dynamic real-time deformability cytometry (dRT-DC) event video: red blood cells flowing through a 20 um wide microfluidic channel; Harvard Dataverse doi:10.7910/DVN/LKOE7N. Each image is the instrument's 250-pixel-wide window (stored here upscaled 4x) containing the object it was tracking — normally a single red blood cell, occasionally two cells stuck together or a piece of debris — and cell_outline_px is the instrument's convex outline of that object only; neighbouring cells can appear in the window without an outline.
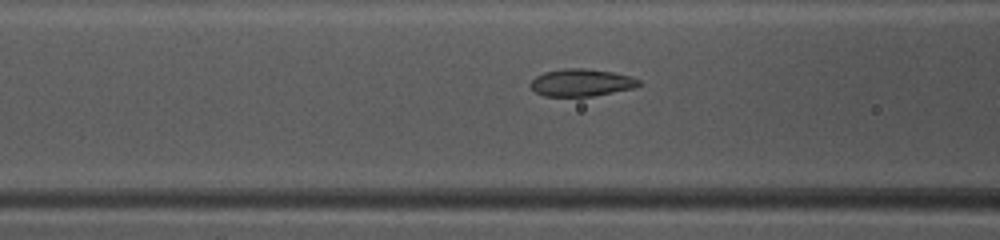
{"species": "common noctule bat (a hibernating species)", "species_latin": "Nyctalus noctula", "temperature_condition": "warm", "stored_images_in_passage": 46, "camera_frame_rate_fps": 3000, "um_per_image_px": 0.085, "animal": {"sex": "female", "body_mass_g": 10.0, "forearm_length_mm": 53.1}, "frame": {"image": 1, "passage_image": 17, "time_ms": 5.333, "image_size_px": [1000, 240], "cell_outline_px": [[644, 84], [632, 88], [592, 96], [544, 96], [536, 92], [528, 84], [536, 76], [544, 72], [564, 68], [584, 68], [612, 72], [632, 76], [640, 80]], "centroid_in_image_um": [49.42, 7.01], "position_along_channel_um": 117.2, "area_um2": 17.28}}
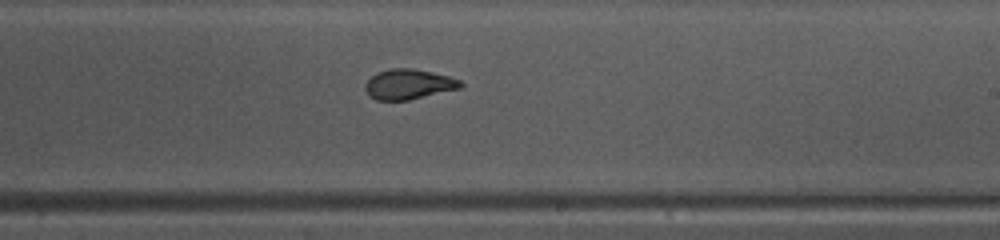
{"frame": {"image": 2, "passage_image": 27, "time_ms": 8.667, "image_size_px": [1000, 240], "cell_outline_px": [[464, 84], [460, 88], [408, 100], [376, 100], [368, 96], [364, 88], [364, 84], [376, 72], [388, 68], [412, 68], [432, 72], [448, 76], [460, 80]], "centroid_in_image_um": [34.69, 7.15], "position_along_channel_um": 254.3, "area_um2": 16.82}}
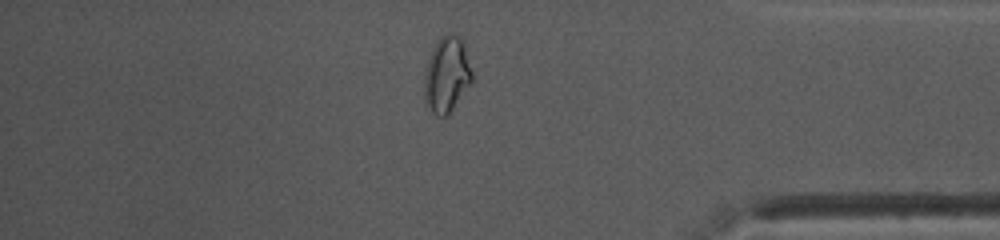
{"frame": {"image": 3, "passage_image": 39, "time_ms": 12.667, "image_size_px": [1000, 240], "cell_outline_px": [[472, 80], [448, 116], [436, 116], [432, 112], [428, 104], [424, 92], [424, 76], [428, 60], [432, 48], [440, 36], [448, 32], [452, 32], [460, 36], [464, 44], [472, 72]], "centroid_in_image_um": [37.97, 6.3], "position_along_channel_um": 397.2, "area_um2": 20.98}, "authors_computed_cell_mechanics": {"area_um2": 17.4845, "velocity_mm_per_s": 4.1057, "shape_relaxation_time_tau1_ms": 9.0655, "shape_relaxation_time_tau2_ms": 1.0161, "deformation_change_tau1": 0.2268, "deformation_change_tau2": 0.0492}}